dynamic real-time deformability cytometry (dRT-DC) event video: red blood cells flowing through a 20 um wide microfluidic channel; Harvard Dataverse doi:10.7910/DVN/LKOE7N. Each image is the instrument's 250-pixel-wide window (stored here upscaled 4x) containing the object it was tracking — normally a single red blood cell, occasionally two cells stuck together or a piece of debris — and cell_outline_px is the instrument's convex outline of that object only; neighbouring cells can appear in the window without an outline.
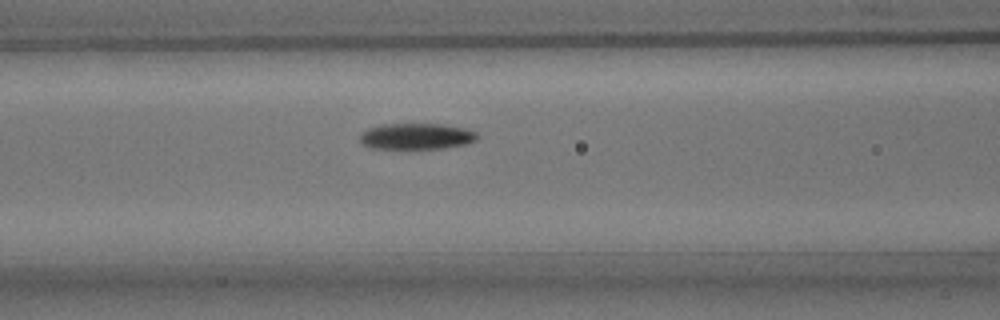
{"species": "common noctule bat (a hibernating species)", "species_latin": "Nyctalus noctula", "temperature_condition": "room temperature", "stored_images_in_passage": 8, "camera_frame_rate_fps": 3000, "um_per_image_px": 0.085, "animal": {"sex": "male", "body_mass_g": 15.6}, "frame": {"image": 1, "passage_image": 8, "time_ms": 9.0, "image_size_px": [1000, 320], "cell_outline_px": [[480, 136], [476, 140], [464, 144], [444, 148], [372, 148], [364, 144], [360, 140], [360, 132], [368, 128], [384, 124], [440, 124], [464, 128], [476, 132]], "centroid_in_image_um": [35.4, 11.58], "position_along_channel_um": 131.2, "area_um2": 17.69}}